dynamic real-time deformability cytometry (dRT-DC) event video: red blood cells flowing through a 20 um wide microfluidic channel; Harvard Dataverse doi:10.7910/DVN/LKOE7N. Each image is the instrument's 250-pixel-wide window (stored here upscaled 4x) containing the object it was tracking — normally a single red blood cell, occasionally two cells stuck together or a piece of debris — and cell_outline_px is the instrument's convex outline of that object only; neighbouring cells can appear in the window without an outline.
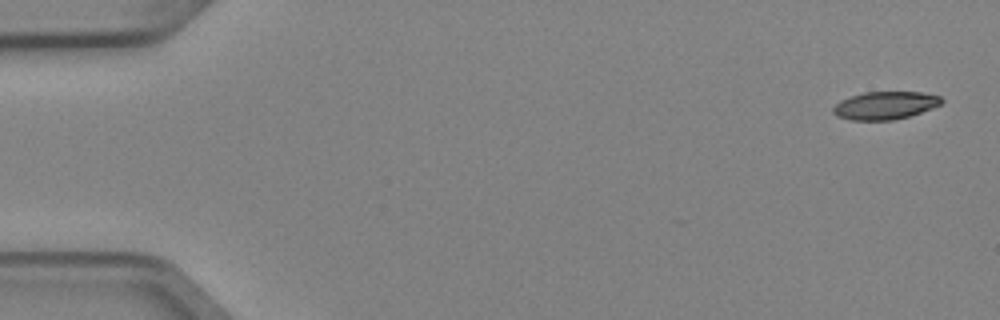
{"species": "Egyptian fruit bat (a non-hibernating species)", "species_latin": "Rousettus aegyptiacus", "temperature_condition": "cold", "stored_images_in_passage": 7, "camera_frame_rate_fps": 3000, "um_per_image_px": 0.085, "animal": {"sex": "female"}, "frame": {"image": 1, "passage_image": 1, "time_ms": 0.0, "image_size_px": [1000, 320], "cell_outline_px": [[944, 100], [940, 104], [932, 108], [908, 116], [892, 120], [852, 120], [836, 116], [832, 112], [832, 108], [840, 100], [864, 92], [920, 92], [940, 96]], "centroid_in_image_um": [75.21, 8.96], "position_along_channel_um": 9.8, "area_um2": 17.46}}
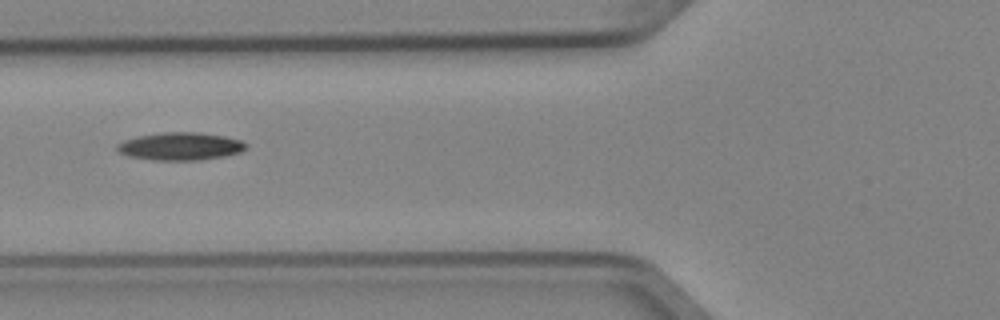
{"frame": {"image": 2, "passage_image": 6, "time_ms": 1.667, "image_size_px": [1000, 320], "cell_outline_px": [[248, 144], [240, 152], [224, 156], [200, 160], [152, 160], [128, 156], [120, 152], [116, 148], [116, 144], [124, 140], [136, 136], [160, 132], [196, 132], [224, 136], [240, 140]], "centroid_in_image_um": [15.29, 12.43], "position_along_channel_um": 110.5, "area_um2": 20.87}}
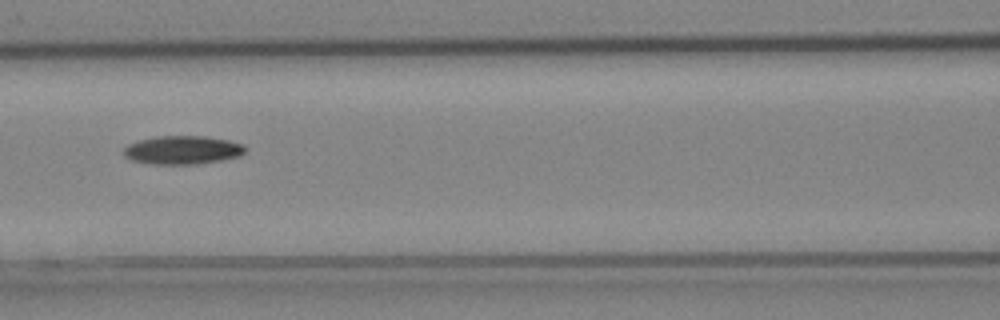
{"frame": {"image": 3, "passage_image": 7, "time_ms": 2.0, "image_size_px": [1000, 320], "cell_outline_px": [[244, 152], [240, 156], [220, 160], [196, 164], [148, 164], [132, 160], [124, 156], [124, 148], [128, 144], [140, 140], [156, 136], [204, 136], [228, 140], [244, 144]], "centroid_in_image_um": [15.5, 12.75], "position_along_channel_um": 151.1, "area_um2": 20.11}}